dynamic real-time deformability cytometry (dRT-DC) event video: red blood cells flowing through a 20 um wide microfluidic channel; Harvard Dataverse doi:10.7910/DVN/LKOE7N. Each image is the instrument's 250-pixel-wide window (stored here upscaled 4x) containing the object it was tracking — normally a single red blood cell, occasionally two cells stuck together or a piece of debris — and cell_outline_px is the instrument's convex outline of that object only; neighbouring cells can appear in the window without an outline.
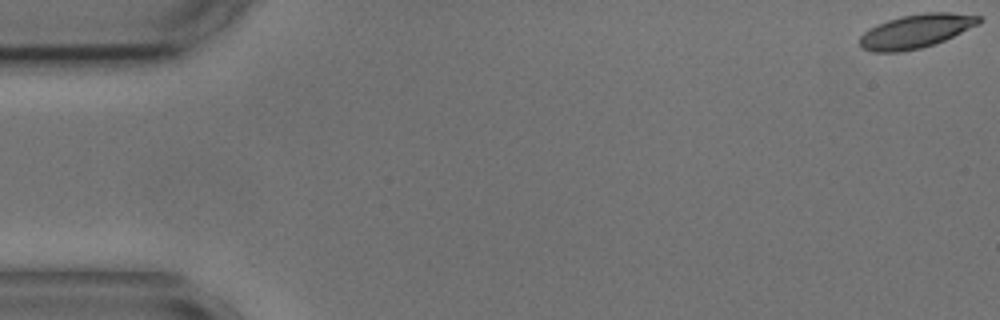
{"species": "common noctule bat (a hibernating species)", "species_latin": "Nyctalus noctula", "temperature_condition": "cold", "stored_images_in_passage": 56, "camera_frame_rate_fps": 3000, "um_per_image_px": 0.085, "animal": {"sex": "male", "body_mass_g": 17.9, "forearm_length_mm": 54.2}, "frame": {"image": 1, "passage_image": 1, "time_ms": 0.0, "image_size_px": [1000, 320], "cell_outline_px": [[984, 20], [980, 24], [944, 40], [920, 48], [900, 52], [872, 52], [864, 48], [860, 44], [860, 36], [864, 32], [876, 24], [900, 16], [924, 12], [948, 12], [984, 16]], "centroid_in_image_um": [77.9, 2.63], "position_along_channel_um": 7.1, "area_um2": 23.52}}
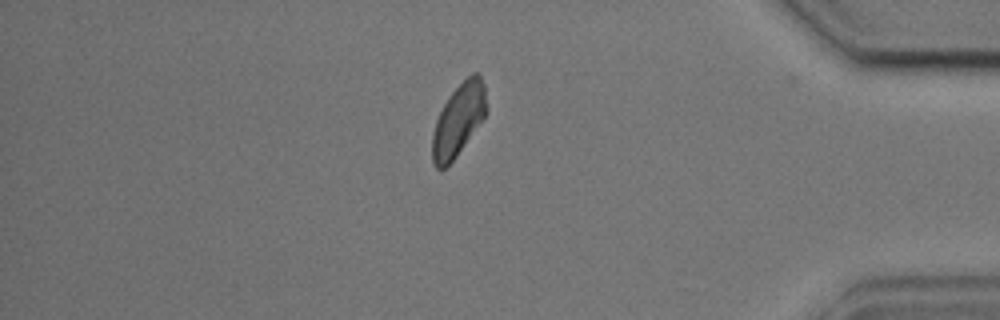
{"frame": {"image": 2, "passage_image": 48, "time_ms": 15.667, "image_size_px": [1000, 320], "cell_outline_px": [[488, 112], [456, 156], [444, 168], [436, 168], [432, 164], [432, 132], [436, 120], [448, 96], [472, 72], [476, 72], [480, 76], [484, 84], [488, 108]], "centroid_in_image_um": [38.98, 10.18], "position_along_channel_um": 396.2, "area_um2": 22.66}}
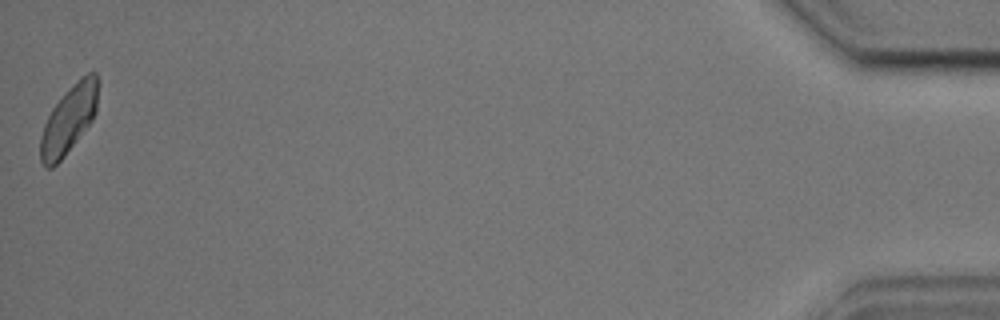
{"frame": {"image": 3, "passage_image": 56, "time_ms": 18.333, "image_size_px": [1000, 320], "cell_outline_px": [[100, 84], [96, 112], [92, 120], [64, 156], [52, 168], [44, 168], [40, 160], [40, 136], [44, 124], [52, 108], [88, 72], [96, 72], [100, 80]], "centroid_in_image_um": [5.87, 10.18], "position_along_channel_um": 429.3, "area_um2": 22.37}, "authors_computed_cell_mechanics": {"area_um2": 23.5824, "velocity_mm_per_s": 3.5602, "shape_relaxation_time_tau1_ms": null, "shape_relaxation_time_tau2_ms": 2.9375, "deformation_change_tau1": null, "deformation_change_tau2": 0.0905}}